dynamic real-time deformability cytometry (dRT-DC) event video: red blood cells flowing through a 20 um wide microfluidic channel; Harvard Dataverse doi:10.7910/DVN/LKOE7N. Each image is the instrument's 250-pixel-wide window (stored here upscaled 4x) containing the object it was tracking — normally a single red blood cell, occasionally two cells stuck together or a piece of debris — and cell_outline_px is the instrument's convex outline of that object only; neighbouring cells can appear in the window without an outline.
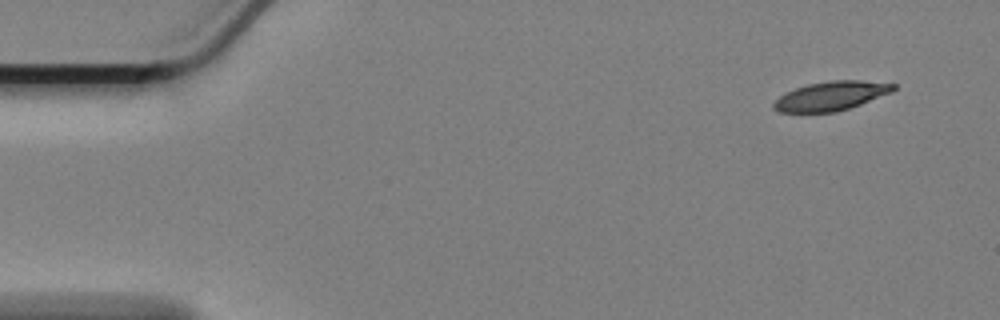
{"species": "Egyptian fruit bat (a non-hibernating species)", "species_latin": "Rousettus aegyptiacus", "temperature_condition": "cold", "stored_images_in_passage": 56, "camera_frame_rate_fps": 3000, "um_per_image_px": 0.085, "animal": {"sex": "female"}, "frame": {"image": 1, "passage_image": 1, "time_ms": 0.0, "image_size_px": [1000, 320], "cell_outline_px": [[896, 88], [892, 92], [860, 104], [836, 112], [780, 112], [772, 108], [772, 104], [784, 92], [808, 84], [828, 80], [860, 80], [896, 84]], "centroid_in_image_um": [70.62, 8.15], "position_along_channel_um": 14.4, "area_um2": 20.23}}
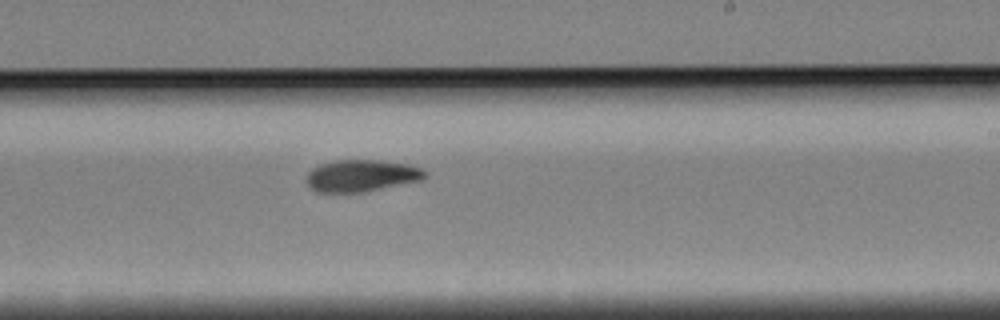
{"frame": {"image": 2, "passage_image": 32, "time_ms": 10.333, "image_size_px": [1000, 320], "cell_outline_px": [[428, 176], [420, 180], [360, 192], [316, 192], [308, 188], [308, 172], [312, 168], [320, 164], [336, 160], [380, 160], [408, 164], [420, 168], [428, 172]], "centroid_in_image_um": [30.71, 14.92], "position_along_channel_um": 258.3, "area_um2": 21.85}}
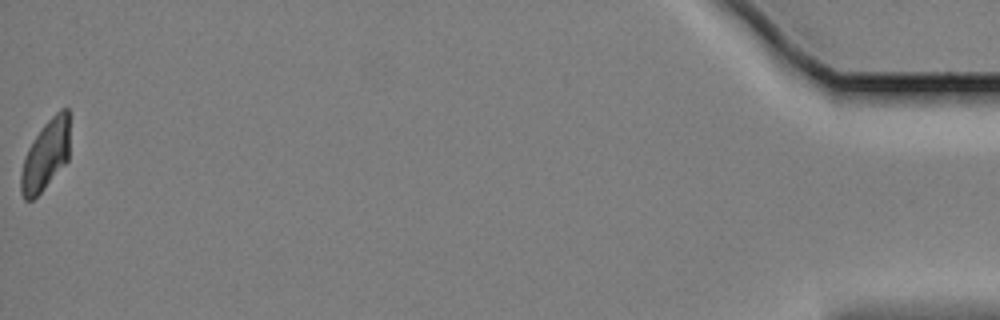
{"frame": {"image": 3, "passage_image": 56, "time_ms": 18.333, "image_size_px": [1000, 320], "cell_outline_px": [[68, 160], [44, 188], [32, 200], [24, 200], [20, 192], [20, 172], [28, 148], [32, 140], [44, 124], [60, 108], [68, 108]], "centroid_in_image_um": [3.85, 13.2], "position_along_channel_um": 431.4, "area_um2": 19.71}, "authors_computed_cell_mechanics": {"area_um2": 21.9062, "velocity_mm_per_s": 3.3734, "shape_relaxation_time_tau1_ms": 5.7862, "shape_relaxation_time_tau2_ms": 7.3764, "deformation_change_tau1": 0.1518, "deformation_change_tau2": 0.1071}}